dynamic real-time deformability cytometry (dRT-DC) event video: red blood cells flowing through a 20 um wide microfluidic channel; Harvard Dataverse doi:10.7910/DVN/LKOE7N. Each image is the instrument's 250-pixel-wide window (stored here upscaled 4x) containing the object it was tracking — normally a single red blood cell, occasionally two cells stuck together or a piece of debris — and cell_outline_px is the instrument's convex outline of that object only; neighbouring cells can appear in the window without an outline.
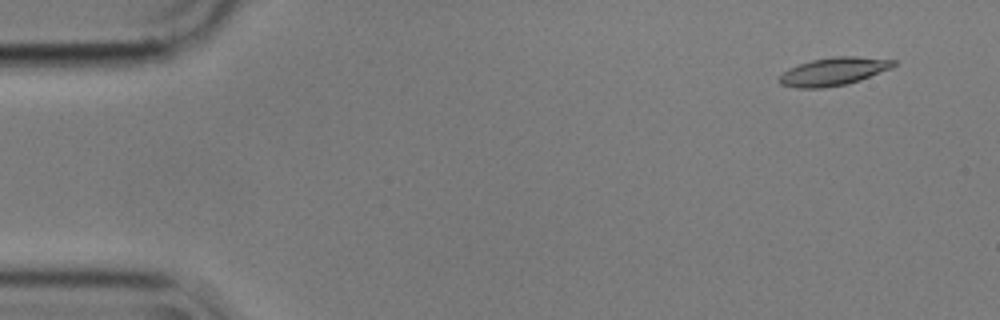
{"species": "common noctule bat (a hibernating species)", "species_latin": "Nyctalus noctula", "temperature_condition": "cold", "stored_images_in_passage": 10, "camera_frame_rate_fps": 3000, "um_per_image_px": 0.085, "animal": {"sex": "male", "body_mass_g": 17.9}, "frame": {"image": 1, "passage_image": 1, "time_ms": 0.0, "image_size_px": [1000, 320], "cell_outline_px": [[896, 64], [892, 68], [860, 80], [848, 84], [824, 88], [796, 88], [780, 84], [776, 80], [788, 68], [812, 60], [832, 56], [856, 56], [896, 60]], "centroid_in_image_um": [70.85, 6.08], "position_along_channel_um": 14.2, "area_um2": 18.79}}
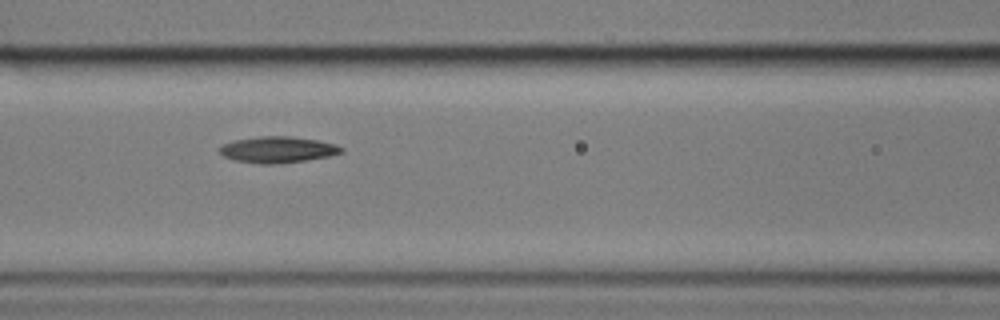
{"frame": {"image": 2, "passage_image": 6, "time_ms": 1.667, "image_size_px": [1000, 320], "cell_outline_px": [[344, 152], [332, 156], [276, 164], [260, 164], [236, 160], [224, 156], [220, 152], [220, 144], [232, 140], [260, 136], [292, 136], [316, 140], [336, 144], [344, 148]], "centroid_in_image_um": [23.62, 12.71], "position_along_channel_um": 143.0, "area_um2": 18.73}}
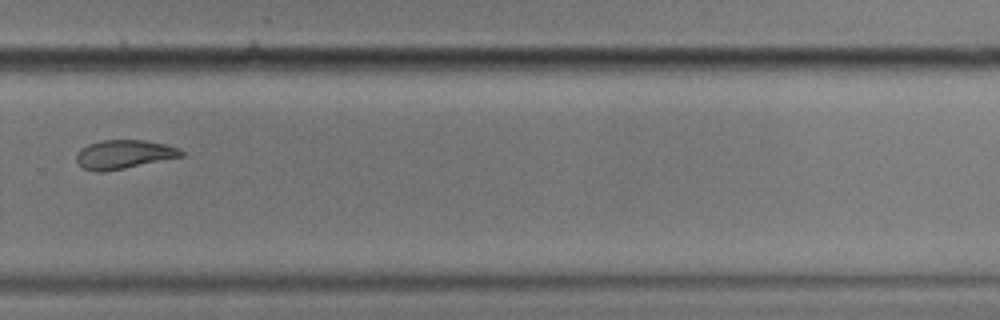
{"frame": {"image": 3, "passage_image": 10, "time_ms": 3.0, "image_size_px": [1000, 320], "cell_outline_px": [[184, 156], [124, 168], [100, 172], [96, 172], [84, 168], [76, 160], [76, 152], [80, 148], [88, 144], [104, 140], [144, 140], [164, 144], [180, 148], [184, 152]], "centroid_in_image_um": [10.53, 13.11], "position_along_channel_um": 319.3, "area_um2": 17.51}}